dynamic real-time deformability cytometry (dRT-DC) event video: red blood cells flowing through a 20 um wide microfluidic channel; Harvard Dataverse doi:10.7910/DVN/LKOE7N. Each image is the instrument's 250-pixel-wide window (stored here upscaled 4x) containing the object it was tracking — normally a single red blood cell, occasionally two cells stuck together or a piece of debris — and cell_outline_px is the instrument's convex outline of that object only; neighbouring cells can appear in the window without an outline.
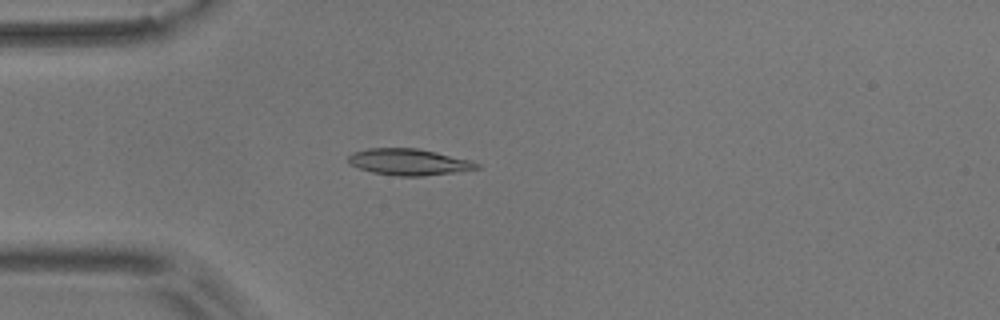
{"species": "common noctule bat (a hibernating species)", "species_latin": "Nyctalus noctula", "temperature_condition": "room temperature", "stored_images_in_passage": 55, "camera_frame_rate_fps": 3000, "um_per_image_px": 0.085, "animal": {"sex": "male", "body_mass_g": 17.9}, "frame": {"image": 1, "passage_image": 15, "time_ms": 4.667, "image_size_px": [1000, 320], "cell_outline_px": [[480, 168], [452, 172], [420, 176], [400, 176], [372, 172], [348, 164], [348, 156], [352, 152], [368, 148], [416, 148], [436, 152], [468, 160], [480, 164]], "centroid_in_image_um": [34.69, 13.76], "position_along_channel_um": 50.3, "area_um2": 19.48}}
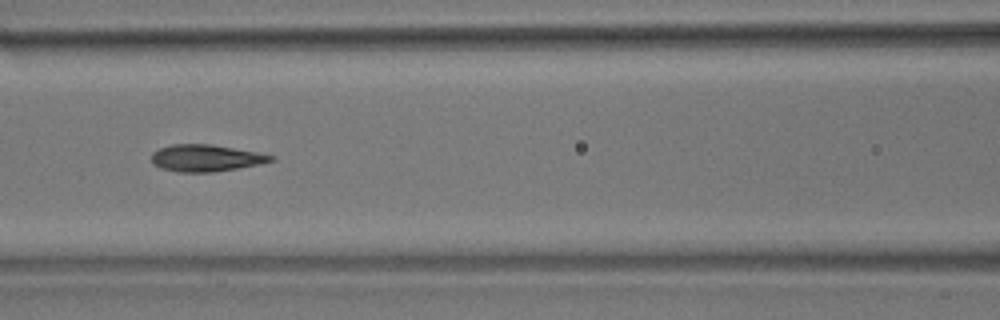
{"frame": {"image": 2, "passage_image": 24, "time_ms": 7.667, "image_size_px": [1000, 320], "cell_outline_px": [[276, 160], [260, 164], [212, 172], [176, 172], [160, 168], [152, 164], [152, 152], [160, 148], [172, 144], [212, 144], [256, 152], [276, 156]], "centroid_in_image_um": [17.49, 13.43], "position_along_channel_um": 149.1, "area_um2": 18.73}}
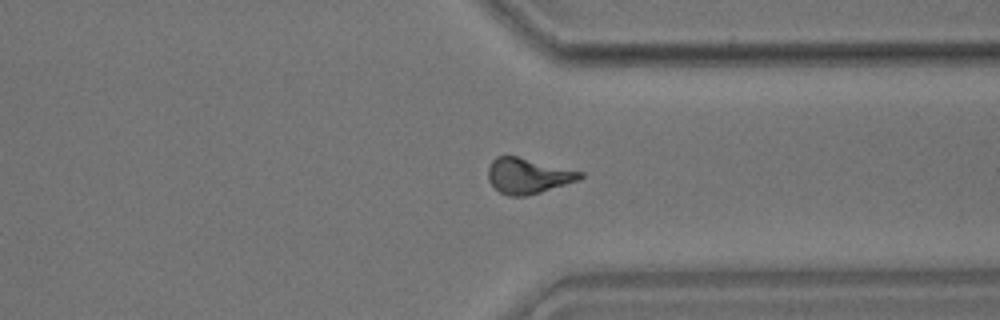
{"frame": {"image": 3, "passage_image": 42, "time_ms": 13.667, "image_size_px": [1000, 320], "cell_outline_px": [[584, 176], [580, 180], [540, 192], [524, 196], [508, 196], [500, 192], [488, 180], [488, 168], [492, 160], [496, 156], [516, 156], [584, 172]], "centroid_in_image_um": [44.89, 14.94], "position_along_channel_um": 366.5, "area_um2": 18.9}, "authors_computed_cell_mechanics": {"area_um2": 18.785, "velocity_mm_per_s": 3.6356, "shape_relaxation_time_tau1_ms": 5.4454, "shape_relaxation_time_tau2_ms": 2.3465, "deformation_change_tau1": 0.1642, "deformation_change_tau2": 0.0971}}